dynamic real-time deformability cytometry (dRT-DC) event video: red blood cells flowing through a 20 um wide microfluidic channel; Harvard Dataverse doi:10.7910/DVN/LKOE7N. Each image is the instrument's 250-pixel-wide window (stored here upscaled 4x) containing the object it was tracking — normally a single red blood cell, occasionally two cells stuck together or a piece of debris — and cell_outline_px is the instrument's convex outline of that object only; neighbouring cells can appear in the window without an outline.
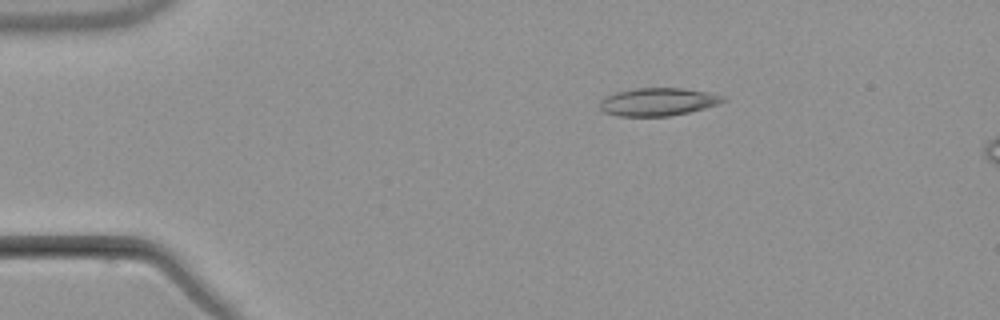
{"species": "common noctule bat (a hibernating species)", "species_latin": "Nyctalus noctula", "temperature_condition": "warm", "stored_images_in_passage": 4, "camera_frame_rate_fps": 3000, "um_per_image_px": 0.085, "animal": {"sex": "male", "body_mass_g": 21.5, "forearm_length_mm": 52.0}, "frame": {"image": 1, "passage_image": 1, "time_ms": 0.0, "image_size_px": [1000, 320], "cell_outline_px": [[728, 100], [720, 104], [688, 112], [668, 116], [616, 116], [604, 112], [600, 108], [600, 100], [604, 96], [616, 92], [636, 88], [684, 88], [708, 92], [724, 96]], "centroid_in_image_um": [55.93, 8.65], "position_along_channel_um": 29.1, "area_um2": 20.17}}
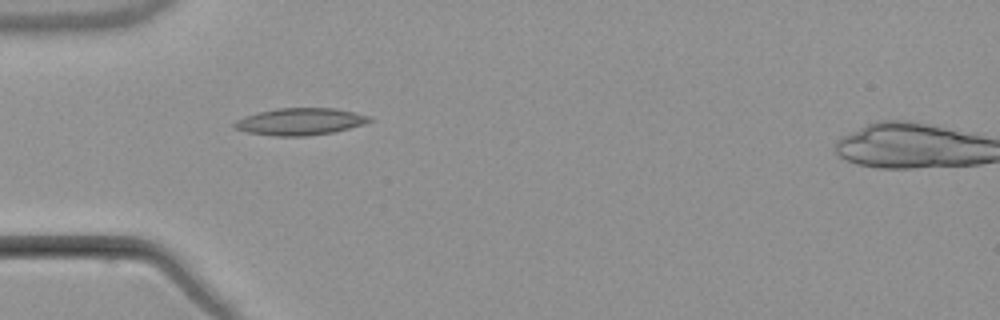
{"frame": {"image": 2, "passage_image": 3, "time_ms": 2.333, "image_size_px": [1000, 320], "cell_outline_px": [[376, 120], [364, 124], [332, 132], [304, 136], [276, 136], [248, 132], [236, 128], [232, 124], [236, 120], [244, 116], [256, 112], [276, 108], [336, 108], [372, 116]], "centroid_in_image_um": [25.54, 10.32], "position_along_channel_um": 59.5, "area_um2": 21.33}}